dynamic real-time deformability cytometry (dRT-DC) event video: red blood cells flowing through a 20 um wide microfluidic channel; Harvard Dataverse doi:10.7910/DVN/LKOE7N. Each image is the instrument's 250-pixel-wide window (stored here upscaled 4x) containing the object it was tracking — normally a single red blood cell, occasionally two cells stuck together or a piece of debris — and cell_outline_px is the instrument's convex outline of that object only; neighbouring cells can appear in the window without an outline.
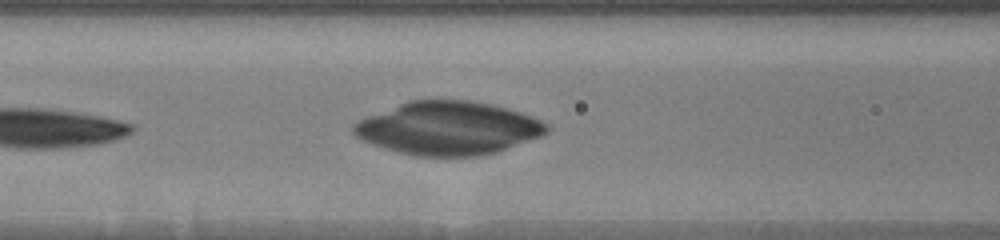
{"species": "human", "species_latin": "Homo sapiens", "temperature_condition": "warm", "stored_images_in_passage": 9, "camera_frame_rate_fps": 3000, "um_per_image_px": 0.085, "donor": {"sex": "male"}, "frame": {"image": 1, "passage_image": 9, "time_ms": 7.667, "image_size_px": [1000, 240], "cell_outline_px": [[548, 132], [540, 136], [496, 152], [476, 156], [416, 156], [384, 148], [372, 144], [356, 136], [352, 132], [352, 124], [364, 116], [408, 100], [468, 100], [492, 104], [508, 108], [532, 116], [548, 124]], "centroid_in_image_um": [38.06, 10.88], "position_along_channel_um": 128.5, "area_um2": 59.94}}